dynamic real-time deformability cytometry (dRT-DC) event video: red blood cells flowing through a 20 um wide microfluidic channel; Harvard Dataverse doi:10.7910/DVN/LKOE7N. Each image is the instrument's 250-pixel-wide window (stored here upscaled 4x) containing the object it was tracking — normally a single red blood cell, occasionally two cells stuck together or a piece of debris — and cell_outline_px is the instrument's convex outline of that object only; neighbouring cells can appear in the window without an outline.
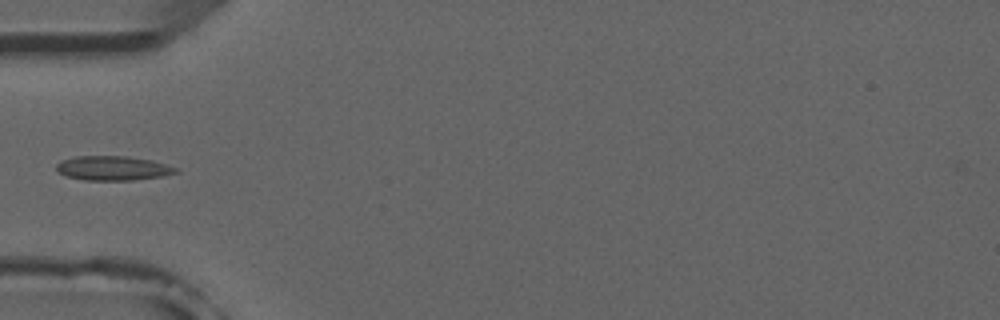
{"species": "common noctule bat (a hibernating species)", "species_latin": "Nyctalus noctula", "temperature_condition": "room temperature", "stored_images_in_passage": 6, "camera_frame_rate_fps": 3000, "um_per_image_px": 0.085, "animal": {"sex": "male", "forearm_length_mm": 52.5}, "frame": {"image": 1, "passage_image": 5, "time_ms": 5.667, "image_size_px": [1000, 320], "cell_outline_px": [[180, 172], [160, 176], [132, 180], [84, 180], [64, 176], [56, 172], [56, 164], [60, 160], [76, 156], [124, 156], [152, 160], [180, 168]], "centroid_in_image_um": [9.56, 14.29], "position_along_channel_um": 75.4, "area_um2": 17.17}}
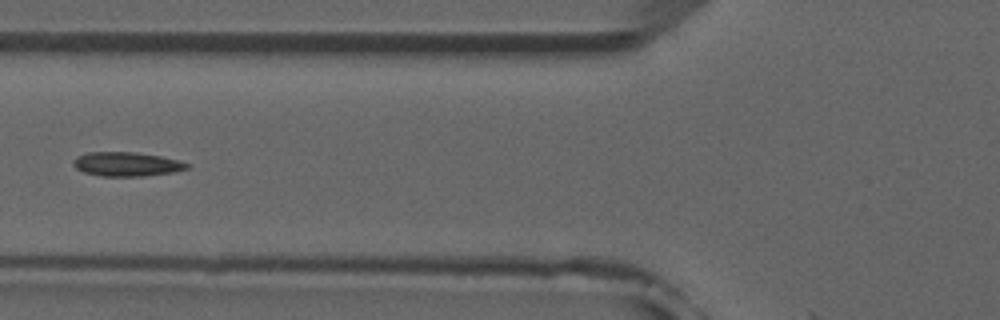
{"frame": {"image": 2, "passage_image": 6, "time_ms": 6.667, "image_size_px": [1000, 320], "cell_outline_px": [[192, 164], [188, 168], [172, 172], [144, 176], [100, 176], [84, 172], [76, 168], [72, 164], [72, 160], [76, 156], [88, 152], [136, 152], [160, 156], [180, 160]], "centroid_in_image_um": [10.76, 13.94], "position_along_channel_um": 115.0, "area_um2": 16.13}}